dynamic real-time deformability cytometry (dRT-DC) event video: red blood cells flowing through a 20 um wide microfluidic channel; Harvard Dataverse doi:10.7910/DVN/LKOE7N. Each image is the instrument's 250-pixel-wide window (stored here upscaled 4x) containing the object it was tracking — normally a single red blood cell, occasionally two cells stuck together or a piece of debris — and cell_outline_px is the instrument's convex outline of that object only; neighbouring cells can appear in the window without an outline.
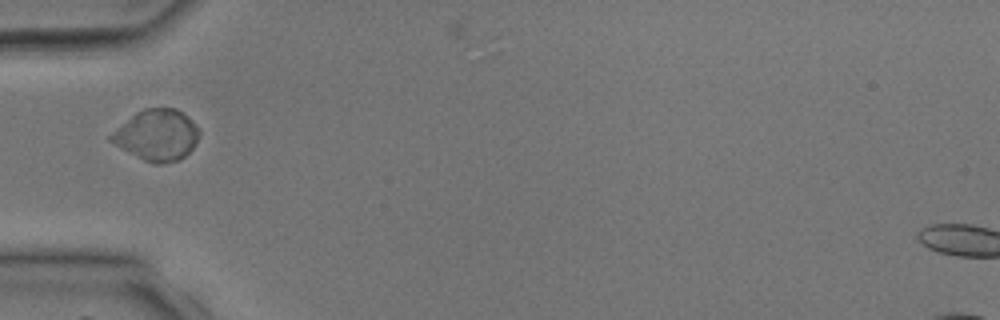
{"species": "common noctule bat (a hibernating species)", "species_latin": "Nyctalus noctula", "temperature_condition": "room temperature", "stored_images_in_passage": 18, "camera_frame_rate_fps": 3000, "um_per_image_px": 0.085, "animal": {"sex": "male", "body_mass_g": 17.9, "forearm_length_mm": 54.2}, "frame": {"image": 1, "passage_image": 1, "time_ms": 0.0, "image_size_px": [1000, 320], "cell_outline_px": [[200, 132], [196, 144], [180, 160], [160, 164], [156, 164], [144, 160], [108, 140], [108, 136], [112, 132], [136, 112], [144, 108], [176, 108], [188, 116], [196, 124]], "centroid_in_image_um": [13.36, 11.47], "position_along_channel_um": 71.6, "area_um2": 26.07}}
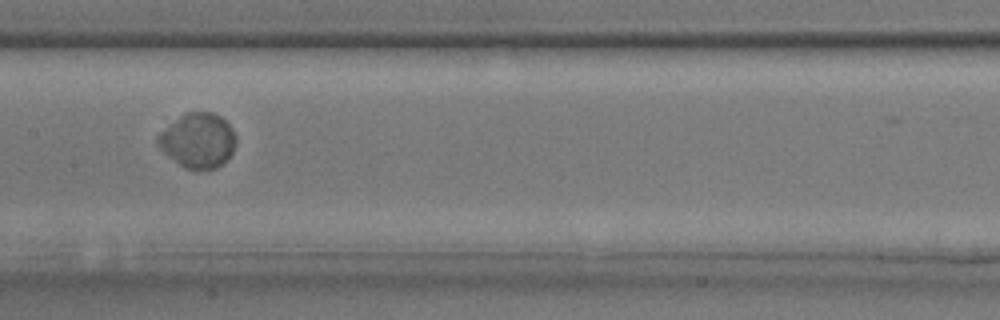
{"frame": {"image": 2, "passage_image": 8, "time_ms": 2.333, "image_size_px": [1000, 320], "cell_outline_px": [[236, 144], [228, 160], [224, 164], [216, 168], [184, 168], [164, 152], [156, 144], [156, 136], [160, 132], [188, 112], [212, 112], [220, 116], [232, 128], [236, 136]], "centroid_in_image_um": [16.85, 11.95], "position_along_channel_um": 190.5, "area_um2": 24.62}}
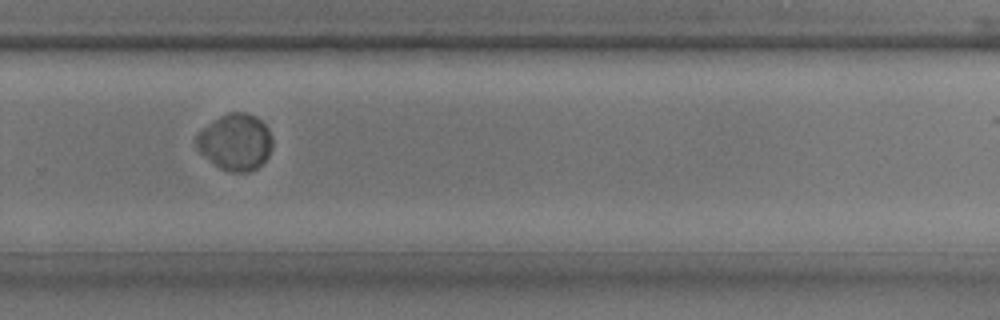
{"frame": {"image": 3, "passage_image": 15, "time_ms": 4.667, "image_size_px": [1000, 320], "cell_outline_px": [[272, 148], [268, 156], [256, 168], [248, 172], [232, 172], [220, 168], [200, 152], [196, 148], [196, 136], [208, 124], [220, 116], [228, 112], [244, 112], [256, 116], [268, 128], [272, 136]], "centroid_in_image_um": [20.02, 12.06], "position_along_channel_um": 309.8, "area_um2": 24.85}}